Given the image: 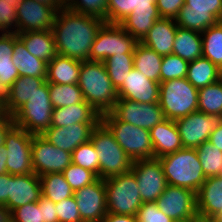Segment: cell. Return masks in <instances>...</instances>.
Returning <instances> with one entry per match:
<instances>
[{"label":"cell","instance_id":"cell-1","mask_svg":"<svg viewBox=\"0 0 222 222\" xmlns=\"http://www.w3.org/2000/svg\"><path fill=\"white\" fill-rule=\"evenodd\" d=\"M104 23L105 20L95 16L61 8L52 27L57 54L81 61L90 60L92 44Z\"/></svg>","mask_w":222,"mask_h":222},{"label":"cell","instance_id":"cell-2","mask_svg":"<svg viewBox=\"0 0 222 222\" xmlns=\"http://www.w3.org/2000/svg\"><path fill=\"white\" fill-rule=\"evenodd\" d=\"M83 97L100 115L110 112L118 100L117 89L103 62L82 61L78 81Z\"/></svg>","mask_w":222,"mask_h":222},{"label":"cell","instance_id":"cell-3","mask_svg":"<svg viewBox=\"0 0 222 222\" xmlns=\"http://www.w3.org/2000/svg\"><path fill=\"white\" fill-rule=\"evenodd\" d=\"M158 159L168 185L188 188L197 193L206 180L196 149L182 148Z\"/></svg>","mask_w":222,"mask_h":222},{"label":"cell","instance_id":"cell-4","mask_svg":"<svg viewBox=\"0 0 222 222\" xmlns=\"http://www.w3.org/2000/svg\"><path fill=\"white\" fill-rule=\"evenodd\" d=\"M90 140L99 156V178L106 179L131 171L133 161L102 121L92 130Z\"/></svg>","mask_w":222,"mask_h":222},{"label":"cell","instance_id":"cell-5","mask_svg":"<svg viewBox=\"0 0 222 222\" xmlns=\"http://www.w3.org/2000/svg\"><path fill=\"white\" fill-rule=\"evenodd\" d=\"M159 104L165 119L177 120L198 111V89L187 79L160 83Z\"/></svg>","mask_w":222,"mask_h":222},{"label":"cell","instance_id":"cell-6","mask_svg":"<svg viewBox=\"0 0 222 222\" xmlns=\"http://www.w3.org/2000/svg\"><path fill=\"white\" fill-rule=\"evenodd\" d=\"M101 121L132 161L154 158L149 130L119 121L111 112L102 114Z\"/></svg>","mask_w":222,"mask_h":222},{"label":"cell","instance_id":"cell-7","mask_svg":"<svg viewBox=\"0 0 222 222\" xmlns=\"http://www.w3.org/2000/svg\"><path fill=\"white\" fill-rule=\"evenodd\" d=\"M107 213L136 216L143 204L135 175L129 171L104 179Z\"/></svg>","mask_w":222,"mask_h":222},{"label":"cell","instance_id":"cell-8","mask_svg":"<svg viewBox=\"0 0 222 222\" xmlns=\"http://www.w3.org/2000/svg\"><path fill=\"white\" fill-rule=\"evenodd\" d=\"M53 106L49 97L48 82L37 91L13 115L14 124L33 135H41L51 127Z\"/></svg>","mask_w":222,"mask_h":222},{"label":"cell","instance_id":"cell-9","mask_svg":"<svg viewBox=\"0 0 222 222\" xmlns=\"http://www.w3.org/2000/svg\"><path fill=\"white\" fill-rule=\"evenodd\" d=\"M137 43L120 24L105 22L92 44L90 61L104 62L113 55L134 54Z\"/></svg>","mask_w":222,"mask_h":222},{"label":"cell","instance_id":"cell-10","mask_svg":"<svg viewBox=\"0 0 222 222\" xmlns=\"http://www.w3.org/2000/svg\"><path fill=\"white\" fill-rule=\"evenodd\" d=\"M222 15V0H185L175 18L177 26L198 33L215 25Z\"/></svg>","mask_w":222,"mask_h":222},{"label":"cell","instance_id":"cell-11","mask_svg":"<svg viewBox=\"0 0 222 222\" xmlns=\"http://www.w3.org/2000/svg\"><path fill=\"white\" fill-rule=\"evenodd\" d=\"M32 138L33 134L15 124L7 131L4 140L8 154L7 173L11 175L34 173L31 155Z\"/></svg>","mask_w":222,"mask_h":222},{"label":"cell","instance_id":"cell-12","mask_svg":"<svg viewBox=\"0 0 222 222\" xmlns=\"http://www.w3.org/2000/svg\"><path fill=\"white\" fill-rule=\"evenodd\" d=\"M131 172L136 177L143 203L156 202L168 185L163 166L158 158L133 161Z\"/></svg>","mask_w":222,"mask_h":222},{"label":"cell","instance_id":"cell-13","mask_svg":"<svg viewBox=\"0 0 222 222\" xmlns=\"http://www.w3.org/2000/svg\"><path fill=\"white\" fill-rule=\"evenodd\" d=\"M183 148L196 149L209 140L214 129L222 124V115H207L195 111L175 120Z\"/></svg>","mask_w":222,"mask_h":222},{"label":"cell","instance_id":"cell-14","mask_svg":"<svg viewBox=\"0 0 222 222\" xmlns=\"http://www.w3.org/2000/svg\"><path fill=\"white\" fill-rule=\"evenodd\" d=\"M32 168L36 175L62 173L72 163V155L53 144L41 135H33L31 145Z\"/></svg>","mask_w":222,"mask_h":222},{"label":"cell","instance_id":"cell-15","mask_svg":"<svg viewBox=\"0 0 222 222\" xmlns=\"http://www.w3.org/2000/svg\"><path fill=\"white\" fill-rule=\"evenodd\" d=\"M119 121L150 130L165 120L163 110L158 103H139L118 98L110 111Z\"/></svg>","mask_w":222,"mask_h":222},{"label":"cell","instance_id":"cell-16","mask_svg":"<svg viewBox=\"0 0 222 222\" xmlns=\"http://www.w3.org/2000/svg\"><path fill=\"white\" fill-rule=\"evenodd\" d=\"M156 204L160 211L174 222L198 216L196 193L188 188L167 185Z\"/></svg>","mask_w":222,"mask_h":222},{"label":"cell","instance_id":"cell-17","mask_svg":"<svg viewBox=\"0 0 222 222\" xmlns=\"http://www.w3.org/2000/svg\"><path fill=\"white\" fill-rule=\"evenodd\" d=\"M83 222H101L107 214V198L104 179L98 178L92 184L74 192Z\"/></svg>","mask_w":222,"mask_h":222},{"label":"cell","instance_id":"cell-18","mask_svg":"<svg viewBox=\"0 0 222 222\" xmlns=\"http://www.w3.org/2000/svg\"><path fill=\"white\" fill-rule=\"evenodd\" d=\"M57 10L34 0H24L16 8L17 34L27 31L52 30Z\"/></svg>","mask_w":222,"mask_h":222},{"label":"cell","instance_id":"cell-19","mask_svg":"<svg viewBox=\"0 0 222 222\" xmlns=\"http://www.w3.org/2000/svg\"><path fill=\"white\" fill-rule=\"evenodd\" d=\"M117 94L118 98L139 103H158L160 83L148 79L143 73L133 68L117 89Z\"/></svg>","mask_w":222,"mask_h":222},{"label":"cell","instance_id":"cell-20","mask_svg":"<svg viewBox=\"0 0 222 222\" xmlns=\"http://www.w3.org/2000/svg\"><path fill=\"white\" fill-rule=\"evenodd\" d=\"M42 196L40 177L35 173L23 175L10 174V188L6 208L14 209L31 202H36Z\"/></svg>","mask_w":222,"mask_h":222},{"label":"cell","instance_id":"cell-21","mask_svg":"<svg viewBox=\"0 0 222 222\" xmlns=\"http://www.w3.org/2000/svg\"><path fill=\"white\" fill-rule=\"evenodd\" d=\"M97 124H73L65 127H49L41 136L49 143L72 153L79 145L88 142Z\"/></svg>","mask_w":222,"mask_h":222},{"label":"cell","instance_id":"cell-22","mask_svg":"<svg viewBox=\"0 0 222 222\" xmlns=\"http://www.w3.org/2000/svg\"><path fill=\"white\" fill-rule=\"evenodd\" d=\"M160 18L156 0H139L138 7L120 25L141 42L154 22Z\"/></svg>","mask_w":222,"mask_h":222},{"label":"cell","instance_id":"cell-23","mask_svg":"<svg viewBox=\"0 0 222 222\" xmlns=\"http://www.w3.org/2000/svg\"><path fill=\"white\" fill-rule=\"evenodd\" d=\"M177 23L172 18L156 20L141 43L161 56L170 55L173 51Z\"/></svg>","mask_w":222,"mask_h":222},{"label":"cell","instance_id":"cell-24","mask_svg":"<svg viewBox=\"0 0 222 222\" xmlns=\"http://www.w3.org/2000/svg\"><path fill=\"white\" fill-rule=\"evenodd\" d=\"M154 158H160L183 148L174 120L165 119L149 130Z\"/></svg>","mask_w":222,"mask_h":222},{"label":"cell","instance_id":"cell-25","mask_svg":"<svg viewBox=\"0 0 222 222\" xmlns=\"http://www.w3.org/2000/svg\"><path fill=\"white\" fill-rule=\"evenodd\" d=\"M101 115L86 101L71 106L53 108L51 126L65 127L79 124H98Z\"/></svg>","mask_w":222,"mask_h":222},{"label":"cell","instance_id":"cell-26","mask_svg":"<svg viewBox=\"0 0 222 222\" xmlns=\"http://www.w3.org/2000/svg\"><path fill=\"white\" fill-rule=\"evenodd\" d=\"M197 213L213 218L222 211V175L208 177L196 193Z\"/></svg>","mask_w":222,"mask_h":222},{"label":"cell","instance_id":"cell-27","mask_svg":"<svg viewBox=\"0 0 222 222\" xmlns=\"http://www.w3.org/2000/svg\"><path fill=\"white\" fill-rule=\"evenodd\" d=\"M17 37L23 42L30 54L47 63L57 55L52 30L21 32L17 34Z\"/></svg>","mask_w":222,"mask_h":222},{"label":"cell","instance_id":"cell-28","mask_svg":"<svg viewBox=\"0 0 222 222\" xmlns=\"http://www.w3.org/2000/svg\"><path fill=\"white\" fill-rule=\"evenodd\" d=\"M82 61L57 54L47 65L46 81L55 84H78Z\"/></svg>","mask_w":222,"mask_h":222},{"label":"cell","instance_id":"cell-29","mask_svg":"<svg viewBox=\"0 0 222 222\" xmlns=\"http://www.w3.org/2000/svg\"><path fill=\"white\" fill-rule=\"evenodd\" d=\"M13 52L12 62L19 76L46 78L48 63L30 54L16 33H14Z\"/></svg>","mask_w":222,"mask_h":222},{"label":"cell","instance_id":"cell-30","mask_svg":"<svg viewBox=\"0 0 222 222\" xmlns=\"http://www.w3.org/2000/svg\"><path fill=\"white\" fill-rule=\"evenodd\" d=\"M46 81V78L19 76L11 85L10 97L4 107L7 115L12 116L37 89Z\"/></svg>","mask_w":222,"mask_h":222},{"label":"cell","instance_id":"cell-31","mask_svg":"<svg viewBox=\"0 0 222 222\" xmlns=\"http://www.w3.org/2000/svg\"><path fill=\"white\" fill-rule=\"evenodd\" d=\"M203 44L201 33L177 27L172 54L192 62L202 57Z\"/></svg>","mask_w":222,"mask_h":222},{"label":"cell","instance_id":"cell-32","mask_svg":"<svg viewBox=\"0 0 222 222\" xmlns=\"http://www.w3.org/2000/svg\"><path fill=\"white\" fill-rule=\"evenodd\" d=\"M221 69L209 59L200 57L189 62L186 79L198 90L220 80Z\"/></svg>","mask_w":222,"mask_h":222},{"label":"cell","instance_id":"cell-33","mask_svg":"<svg viewBox=\"0 0 222 222\" xmlns=\"http://www.w3.org/2000/svg\"><path fill=\"white\" fill-rule=\"evenodd\" d=\"M163 56L138 42L134 50L133 66L148 79L160 83V69Z\"/></svg>","mask_w":222,"mask_h":222},{"label":"cell","instance_id":"cell-34","mask_svg":"<svg viewBox=\"0 0 222 222\" xmlns=\"http://www.w3.org/2000/svg\"><path fill=\"white\" fill-rule=\"evenodd\" d=\"M14 33H0V82L11 86L19 77L12 62Z\"/></svg>","mask_w":222,"mask_h":222},{"label":"cell","instance_id":"cell-35","mask_svg":"<svg viewBox=\"0 0 222 222\" xmlns=\"http://www.w3.org/2000/svg\"><path fill=\"white\" fill-rule=\"evenodd\" d=\"M39 177L42 196L55 204L74 195L62 173H49Z\"/></svg>","mask_w":222,"mask_h":222},{"label":"cell","instance_id":"cell-36","mask_svg":"<svg viewBox=\"0 0 222 222\" xmlns=\"http://www.w3.org/2000/svg\"><path fill=\"white\" fill-rule=\"evenodd\" d=\"M202 36V57L209 59L219 69H222V25L219 21L207 28Z\"/></svg>","mask_w":222,"mask_h":222},{"label":"cell","instance_id":"cell-37","mask_svg":"<svg viewBox=\"0 0 222 222\" xmlns=\"http://www.w3.org/2000/svg\"><path fill=\"white\" fill-rule=\"evenodd\" d=\"M48 89L53 108L71 106L85 101L78 84L48 83Z\"/></svg>","mask_w":222,"mask_h":222},{"label":"cell","instance_id":"cell-38","mask_svg":"<svg viewBox=\"0 0 222 222\" xmlns=\"http://www.w3.org/2000/svg\"><path fill=\"white\" fill-rule=\"evenodd\" d=\"M198 111L207 115H222V81L198 90Z\"/></svg>","mask_w":222,"mask_h":222},{"label":"cell","instance_id":"cell-39","mask_svg":"<svg viewBox=\"0 0 222 222\" xmlns=\"http://www.w3.org/2000/svg\"><path fill=\"white\" fill-rule=\"evenodd\" d=\"M134 54H119L108 57L103 63L113 86L118 89L133 66Z\"/></svg>","mask_w":222,"mask_h":222},{"label":"cell","instance_id":"cell-40","mask_svg":"<svg viewBox=\"0 0 222 222\" xmlns=\"http://www.w3.org/2000/svg\"><path fill=\"white\" fill-rule=\"evenodd\" d=\"M206 178L222 175V151L209 141L196 148Z\"/></svg>","mask_w":222,"mask_h":222},{"label":"cell","instance_id":"cell-41","mask_svg":"<svg viewBox=\"0 0 222 222\" xmlns=\"http://www.w3.org/2000/svg\"><path fill=\"white\" fill-rule=\"evenodd\" d=\"M71 155L73 164L92 171L99 178V156L91 140L79 145Z\"/></svg>","mask_w":222,"mask_h":222},{"label":"cell","instance_id":"cell-42","mask_svg":"<svg viewBox=\"0 0 222 222\" xmlns=\"http://www.w3.org/2000/svg\"><path fill=\"white\" fill-rule=\"evenodd\" d=\"M108 0H65V7L76 13L95 16L107 22Z\"/></svg>","mask_w":222,"mask_h":222},{"label":"cell","instance_id":"cell-43","mask_svg":"<svg viewBox=\"0 0 222 222\" xmlns=\"http://www.w3.org/2000/svg\"><path fill=\"white\" fill-rule=\"evenodd\" d=\"M188 65L189 62L174 54L163 56L160 69V83L171 79L185 78Z\"/></svg>","mask_w":222,"mask_h":222},{"label":"cell","instance_id":"cell-44","mask_svg":"<svg viewBox=\"0 0 222 222\" xmlns=\"http://www.w3.org/2000/svg\"><path fill=\"white\" fill-rule=\"evenodd\" d=\"M62 174L74 192L84 186L92 184L98 179V177L92 171L73 163L65 168L62 171Z\"/></svg>","mask_w":222,"mask_h":222},{"label":"cell","instance_id":"cell-45","mask_svg":"<svg viewBox=\"0 0 222 222\" xmlns=\"http://www.w3.org/2000/svg\"><path fill=\"white\" fill-rule=\"evenodd\" d=\"M139 0H108L107 22L120 24L137 7Z\"/></svg>","mask_w":222,"mask_h":222},{"label":"cell","instance_id":"cell-46","mask_svg":"<svg viewBox=\"0 0 222 222\" xmlns=\"http://www.w3.org/2000/svg\"><path fill=\"white\" fill-rule=\"evenodd\" d=\"M17 1L0 0V33L17 34Z\"/></svg>","mask_w":222,"mask_h":222},{"label":"cell","instance_id":"cell-47","mask_svg":"<svg viewBox=\"0 0 222 222\" xmlns=\"http://www.w3.org/2000/svg\"><path fill=\"white\" fill-rule=\"evenodd\" d=\"M58 222H83L74 195L55 204Z\"/></svg>","mask_w":222,"mask_h":222},{"label":"cell","instance_id":"cell-48","mask_svg":"<svg viewBox=\"0 0 222 222\" xmlns=\"http://www.w3.org/2000/svg\"><path fill=\"white\" fill-rule=\"evenodd\" d=\"M11 222H42V209L37 201L20 206L11 212Z\"/></svg>","mask_w":222,"mask_h":222},{"label":"cell","instance_id":"cell-49","mask_svg":"<svg viewBox=\"0 0 222 222\" xmlns=\"http://www.w3.org/2000/svg\"><path fill=\"white\" fill-rule=\"evenodd\" d=\"M138 222H174L170 217L160 211L156 202H145L138 209Z\"/></svg>","mask_w":222,"mask_h":222},{"label":"cell","instance_id":"cell-50","mask_svg":"<svg viewBox=\"0 0 222 222\" xmlns=\"http://www.w3.org/2000/svg\"><path fill=\"white\" fill-rule=\"evenodd\" d=\"M185 0H156V6L161 18L175 19Z\"/></svg>","mask_w":222,"mask_h":222},{"label":"cell","instance_id":"cell-51","mask_svg":"<svg viewBox=\"0 0 222 222\" xmlns=\"http://www.w3.org/2000/svg\"><path fill=\"white\" fill-rule=\"evenodd\" d=\"M37 202L39 208L42 209V222H58L54 202L43 196Z\"/></svg>","mask_w":222,"mask_h":222},{"label":"cell","instance_id":"cell-52","mask_svg":"<svg viewBox=\"0 0 222 222\" xmlns=\"http://www.w3.org/2000/svg\"><path fill=\"white\" fill-rule=\"evenodd\" d=\"M10 188V174L6 173L0 175V205L6 207V202L8 200V193Z\"/></svg>","mask_w":222,"mask_h":222},{"label":"cell","instance_id":"cell-53","mask_svg":"<svg viewBox=\"0 0 222 222\" xmlns=\"http://www.w3.org/2000/svg\"><path fill=\"white\" fill-rule=\"evenodd\" d=\"M13 125L14 121L12 116L7 114L0 120V146L4 145L5 135Z\"/></svg>","mask_w":222,"mask_h":222},{"label":"cell","instance_id":"cell-54","mask_svg":"<svg viewBox=\"0 0 222 222\" xmlns=\"http://www.w3.org/2000/svg\"><path fill=\"white\" fill-rule=\"evenodd\" d=\"M101 222H138L136 216L107 213Z\"/></svg>","mask_w":222,"mask_h":222},{"label":"cell","instance_id":"cell-55","mask_svg":"<svg viewBox=\"0 0 222 222\" xmlns=\"http://www.w3.org/2000/svg\"><path fill=\"white\" fill-rule=\"evenodd\" d=\"M208 141L222 151V124L213 130Z\"/></svg>","mask_w":222,"mask_h":222},{"label":"cell","instance_id":"cell-56","mask_svg":"<svg viewBox=\"0 0 222 222\" xmlns=\"http://www.w3.org/2000/svg\"><path fill=\"white\" fill-rule=\"evenodd\" d=\"M11 86L2 84L0 82V104L5 107L10 97Z\"/></svg>","mask_w":222,"mask_h":222},{"label":"cell","instance_id":"cell-57","mask_svg":"<svg viewBox=\"0 0 222 222\" xmlns=\"http://www.w3.org/2000/svg\"><path fill=\"white\" fill-rule=\"evenodd\" d=\"M7 149L4 145L0 146V175L7 173V167H6V161L8 159L7 157Z\"/></svg>","mask_w":222,"mask_h":222},{"label":"cell","instance_id":"cell-58","mask_svg":"<svg viewBox=\"0 0 222 222\" xmlns=\"http://www.w3.org/2000/svg\"><path fill=\"white\" fill-rule=\"evenodd\" d=\"M41 4H47L49 6L54 7L57 11L61 8L65 7V1L64 0H34Z\"/></svg>","mask_w":222,"mask_h":222},{"label":"cell","instance_id":"cell-59","mask_svg":"<svg viewBox=\"0 0 222 222\" xmlns=\"http://www.w3.org/2000/svg\"><path fill=\"white\" fill-rule=\"evenodd\" d=\"M0 222H11V212L4 205H0Z\"/></svg>","mask_w":222,"mask_h":222},{"label":"cell","instance_id":"cell-60","mask_svg":"<svg viewBox=\"0 0 222 222\" xmlns=\"http://www.w3.org/2000/svg\"><path fill=\"white\" fill-rule=\"evenodd\" d=\"M215 222H222V211L212 218Z\"/></svg>","mask_w":222,"mask_h":222},{"label":"cell","instance_id":"cell-61","mask_svg":"<svg viewBox=\"0 0 222 222\" xmlns=\"http://www.w3.org/2000/svg\"><path fill=\"white\" fill-rule=\"evenodd\" d=\"M198 222H215L212 218H203L198 215Z\"/></svg>","mask_w":222,"mask_h":222},{"label":"cell","instance_id":"cell-62","mask_svg":"<svg viewBox=\"0 0 222 222\" xmlns=\"http://www.w3.org/2000/svg\"><path fill=\"white\" fill-rule=\"evenodd\" d=\"M6 115L4 107L0 104V120Z\"/></svg>","mask_w":222,"mask_h":222},{"label":"cell","instance_id":"cell-63","mask_svg":"<svg viewBox=\"0 0 222 222\" xmlns=\"http://www.w3.org/2000/svg\"><path fill=\"white\" fill-rule=\"evenodd\" d=\"M178 222H198V216L192 218V219H189V220H185V221H178Z\"/></svg>","mask_w":222,"mask_h":222},{"label":"cell","instance_id":"cell-64","mask_svg":"<svg viewBox=\"0 0 222 222\" xmlns=\"http://www.w3.org/2000/svg\"><path fill=\"white\" fill-rule=\"evenodd\" d=\"M6 1H17V6L20 5L24 0H6Z\"/></svg>","mask_w":222,"mask_h":222},{"label":"cell","instance_id":"cell-65","mask_svg":"<svg viewBox=\"0 0 222 222\" xmlns=\"http://www.w3.org/2000/svg\"><path fill=\"white\" fill-rule=\"evenodd\" d=\"M219 23L222 25V15L221 18L219 19Z\"/></svg>","mask_w":222,"mask_h":222},{"label":"cell","instance_id":"cell-66","mask_svg":"<svg viewBox=\"0 0 222 222\" xmlns=\"http://www.w3.org/2000/svg\"><path fill=\"white\" fill-rule=\"evenodd\" d=\"M220 80L222 81V69H221V75H220Z\"/></svg>","mask_w":222,"mask_h":222}]
</instances>
